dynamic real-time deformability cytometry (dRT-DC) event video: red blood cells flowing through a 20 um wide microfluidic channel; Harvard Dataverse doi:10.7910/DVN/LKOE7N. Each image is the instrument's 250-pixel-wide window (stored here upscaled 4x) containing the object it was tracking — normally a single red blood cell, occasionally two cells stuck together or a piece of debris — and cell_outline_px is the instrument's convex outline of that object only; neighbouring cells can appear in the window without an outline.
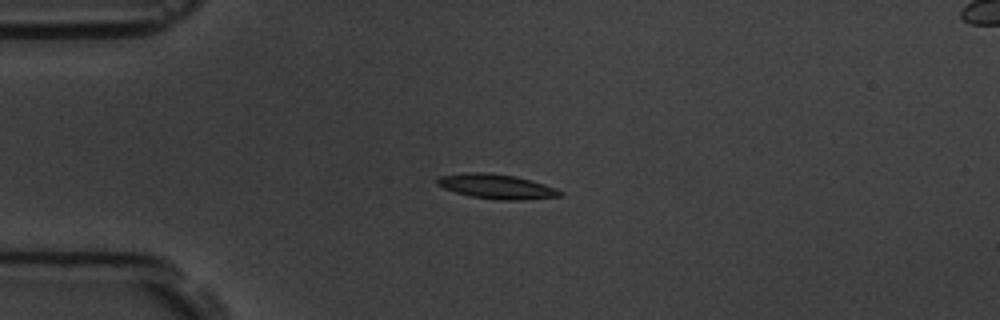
{"species": "common noctule bat (a hibernating species)", "species_latin": "Nyctalus noctula", "temperature_condition": "room temperature", "stored_images_in_passage": 4, "camera_frame_rate_fps": 3000, "um_per_image_px": 0.085, "animal": {"sex": "male", "body_mass_g": 19.5, "forearm_length_mm": 54.6}, "frame": {"image": 1, "passage_image": 3, "time_ms": 2.333, "image_size_px": [1000, 320], "cell_outline_px": [[564, 192], [560, 196], [520, 200], [500, 200], [472, 196], [456, 192], [444, 188], [436, 184], [436, 180], [440, 176], [464, 172], [484, 172], [516, 176], [532, 180], [556, 188]], "centroid_in_image_um": [42.21, 15.84], "position_along_channel_um": 42.8, "area_um2": 17.57}}